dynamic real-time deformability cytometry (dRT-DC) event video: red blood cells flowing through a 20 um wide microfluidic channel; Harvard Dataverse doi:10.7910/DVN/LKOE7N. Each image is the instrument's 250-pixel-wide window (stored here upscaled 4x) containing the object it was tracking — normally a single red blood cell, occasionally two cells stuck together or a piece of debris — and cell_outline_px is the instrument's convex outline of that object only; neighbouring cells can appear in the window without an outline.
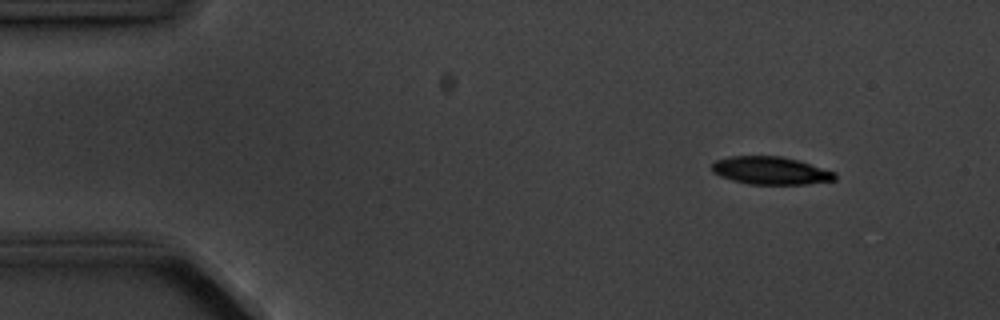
{"species": "common noctule bat (a hibernating species)", "species_latin": "Nyctalus noctula", "temperature_condition": "cold", "stored_images_in_passage": 6, "camera_frame_rate_fps": 3000, "um_per_image_px": 0.085, "animal": {"sex": "male", "body_mass_g": 20.1, "forearm_length_mm": 53.5}, "frame": {"image": 1, "passage_image": 2, "time_ms": 1.0, "image_size_px": [1000, 320], "cell_outline_px": [[836, 180], [804, 184], [748, 184], [732, 180], [720, 176], [712, 172], [712, 164], [716, 160], [728, 156], [780, 156], [796, 160], [836, 172]], "centroid_in_image_um": [65.48, 14.5], "position_along_channel_um": 19.5, "area_um2": 19.83}}
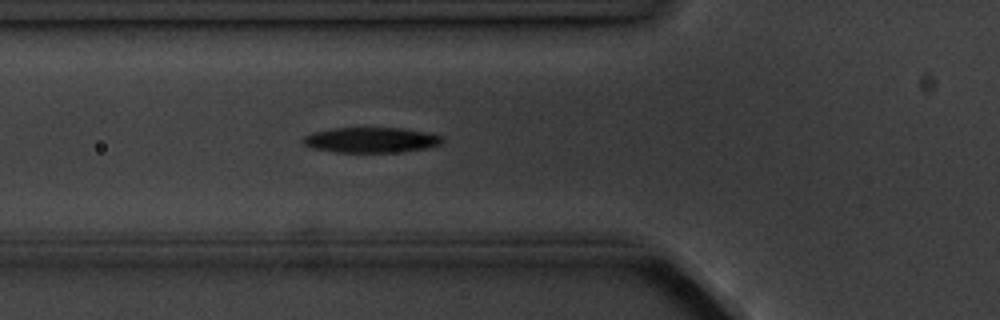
{"frame": {"image": 2, "passage_image": 6, "time_ms": 5.333, "image_size_px": [1000, 320], "cell_outline_px": [[444, 140], [440, 144], [424, 148], [392, 152], [336, 152], [312, 148], [304, 144], [300, 140], [304, 136], [312, 132], [332, 128], [404, 128], [424, 132], [440, 136]], "centroid_in_image_um": [31.46, 11.89], "position_along_channel_um": 94.3, "area_um2": 20.35}}